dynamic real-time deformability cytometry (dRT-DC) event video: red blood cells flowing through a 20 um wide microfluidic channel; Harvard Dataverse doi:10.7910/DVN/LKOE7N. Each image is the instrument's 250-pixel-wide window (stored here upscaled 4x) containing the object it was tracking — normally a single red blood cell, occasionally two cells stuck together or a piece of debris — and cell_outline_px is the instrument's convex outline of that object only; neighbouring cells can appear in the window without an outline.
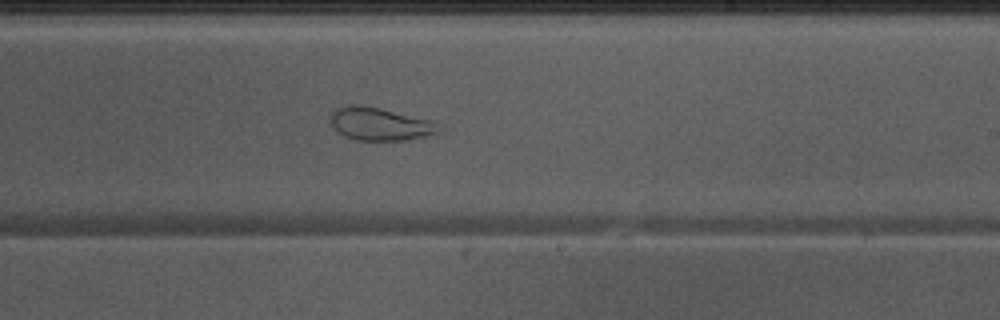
{"species": "Egyptian fruit bat (a non-hibernating species)", "species_latin": "Rousettus aegyptiacus", "temperature_condition": "warm", "stored_images_in_passage": 50, "camera_frame_rate_fps": 3000, "um_per_image_px": 0.085, "animal": {"sex": "male"}, "frame": {"image": 1, "passage_image": 29, "time_ms": 9.333, "image_size_px": [1000, 320], "cell_outline_px": [[444, 128], [440, 132], [404, 140], [356, 140], [344, 136], [332, 124], [328, 116], [336, 108], [352, 104], [360, 104], [380, 108], [436, 120]], "centroid_in_image_um": [32.35, 10.52], "position_along_channel_um": 256.6, "area_um2": 21.04}}
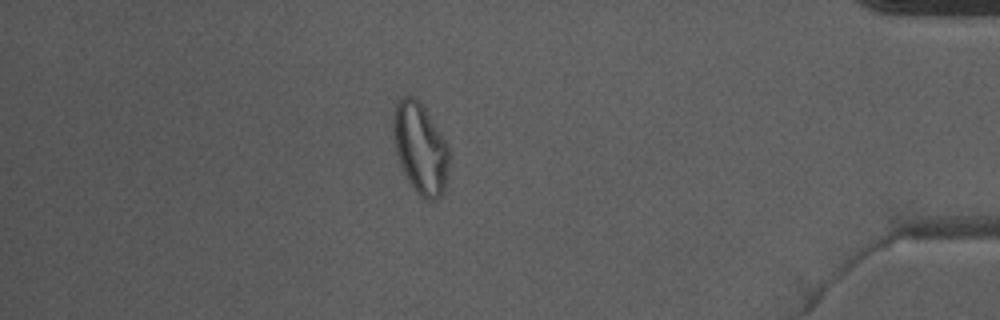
{"frame": {"image": 2, "passage_image": 43, "time_ms": 14.0, "image_size_px": [1000, 320], "cell_outline_px": [[448, 168], [444, 192], [436, 200], [428, 200], [420, 196], [408, 180], [400, 164], [396, 152], [392, 128], [392, 120], [396, 104], [400, 96], [412, 96], [420, 100], [448, 144]], "centroid_in_image_um": [35.72, 12.57], "position_along_channel_um": 399.5, "area_um2": 29.59}}
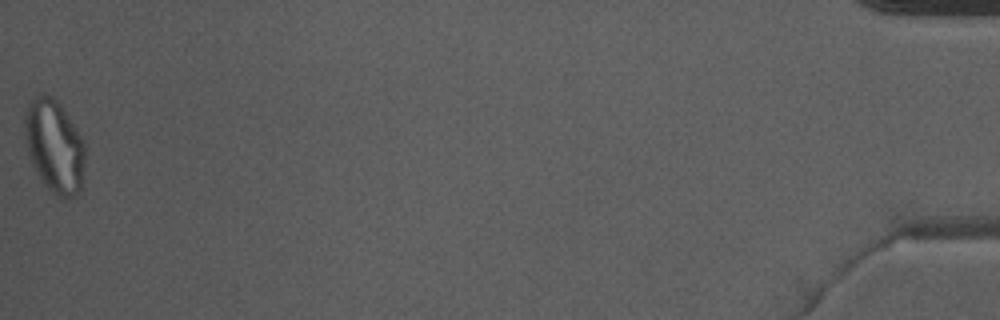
{"frame": {"image": 3, "passage_image": 50, "time_ms": 16.333, "image_size_px": [1000, 320], "cell_outline_px": [[84, 188], [80, 192], [68, 200], [64, 200], [52, 192], [44, 184], [32, 164], [28, 156], [24, 124], [24, 120], [28, 108], [32, 100], [40, 92], [48, 92], [60, 104], [76, 128], [84, 144]], "centroid_in_image_um": [4.65, 12.47], "position_along_channel_um": 430.6, "area_um2": 32.95}, "authors_computed_cell_mechanics": {"area_um2": 29.4202, "velocity_mm_per_s": 4.0239, "shape_relaxation_time_tau1_ms": null, "shape_relaxation_time_tau2_ms": 1.5333, "deformation_change_tau1": null, "deformation_change_tau2": 0.0868}}